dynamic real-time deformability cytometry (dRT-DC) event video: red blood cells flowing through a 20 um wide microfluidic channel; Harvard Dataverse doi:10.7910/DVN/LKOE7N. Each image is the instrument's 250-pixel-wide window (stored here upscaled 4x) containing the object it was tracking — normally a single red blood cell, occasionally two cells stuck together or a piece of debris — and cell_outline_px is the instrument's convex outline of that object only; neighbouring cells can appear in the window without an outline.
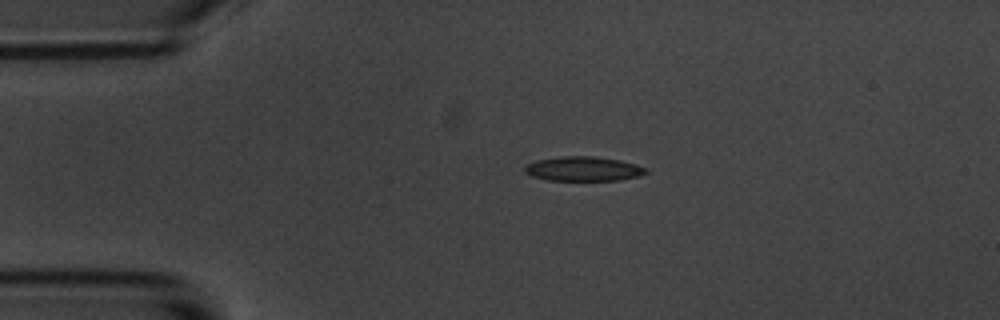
{"species": "common noctule bat (a hibernating species)", "species_latin": "Nyctalus noctula", "temperature_condition": "room temperature", "stored_images_in_passage": 4, "camera_frame_rate_fps": 3000, "um_per_image_px": 0.085, "animal": {"sex": "male", "body_mass_g": 20.1, "forearm_length_mm": 53.5}, "frame": {"image": 1, "passage_image": 1, "time_ms": 0.0, "image_size_px": [1000, 320], "cell_outline_px": [[648, 172], [640, 176], [620, 180], [544, 180], [532, 176], [524, 172], [524, 168], [528, 164], [536, 160], [560, 156], [592, 156], [620, 160], [636, 164], [648, 168]], "centroid_in_image_um": [49.6, 14.35], "position_along_channel_um": 35.4, "area_um2": 17.4}}